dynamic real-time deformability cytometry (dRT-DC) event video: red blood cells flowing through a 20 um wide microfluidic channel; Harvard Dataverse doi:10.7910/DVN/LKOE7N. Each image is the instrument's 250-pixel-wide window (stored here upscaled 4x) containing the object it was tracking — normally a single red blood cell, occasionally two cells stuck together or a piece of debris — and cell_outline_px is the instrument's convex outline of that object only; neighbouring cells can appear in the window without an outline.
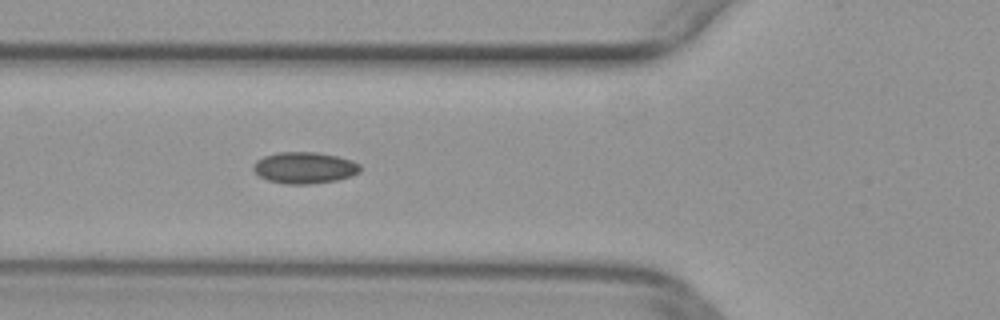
{"species": "common noctule bat (a hibernating species)", "species_latin": "Nyctalus noctula", "temperature_condition": "warm", "stored_images_in_passage": 38, "camera_frame_rate_fps": 3000, "um_per_image_px": 0.085, "animal": {"sex": "female", "body_mass_g": 29.2, "forearm_length_mm": 56.3}, "frame": {"image": 1, "passage_image": 7, "time_ms": 2.0, "image_size_px": [1000, 320], "cell_outline_px": [[360, 172], [352, 176], [336, 180], [312, 184], [284, 184], [268, 180], [260, 176], [252, 168], [256, 160], [264, 156], [276, 152], [316, 152], [336, 156], [352, 160], [360, 164]], "centroid_in_image_um": [25.89, 14.26], "position_along_channel_um": 99.9, "area_um2": 19.65}}
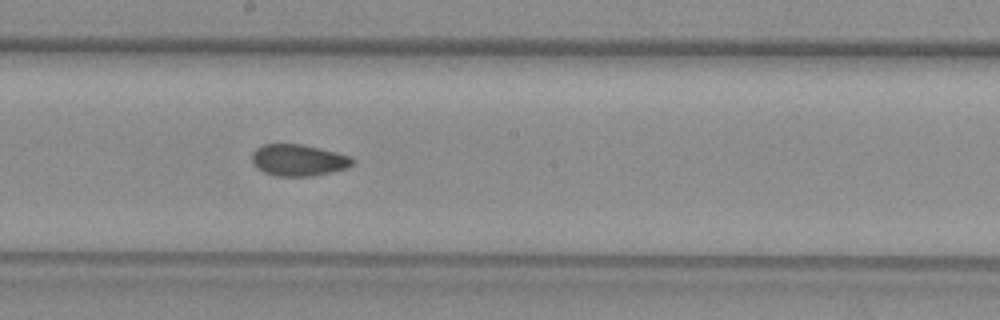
{"frame": {"image": 2, "passage_image": 16, "time_ms": 5.0, "image_size_px": [1000, 320], "cell_outline_px": [[352, 164], [348, 168], [332, 172], [312, 176], [276, 176], [264, 172], [256, 168], [252, 164], [252, 152], [256, 148], [264, 144], [300, 144], [320, 148], [348, 156], [352, 160]], "centroid_in_image_um": [25.31, 13.62], "position_along_channel_um": 222.9, "area_um2": 18.44}}
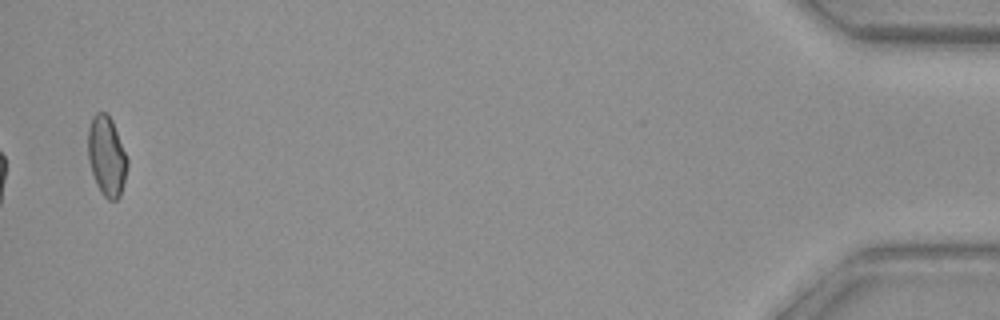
{"frame": {"image": 3, "passage_image": 38, "time_ms": 12.333, "image_size_px": [1000, 320], "cell_outline_px": [[128, 164], [120, 196], [116, 200], [108, 200], [100, 192], [96, 184], [88, 160], [88, 128], [92, 116], [96, 112], [104, 112], [112, 120], [128, 160]], "centroid_in_image_um": [9.05, 13.28], "position_along_channel_um": 426.2, "area_um2": 18.21}}